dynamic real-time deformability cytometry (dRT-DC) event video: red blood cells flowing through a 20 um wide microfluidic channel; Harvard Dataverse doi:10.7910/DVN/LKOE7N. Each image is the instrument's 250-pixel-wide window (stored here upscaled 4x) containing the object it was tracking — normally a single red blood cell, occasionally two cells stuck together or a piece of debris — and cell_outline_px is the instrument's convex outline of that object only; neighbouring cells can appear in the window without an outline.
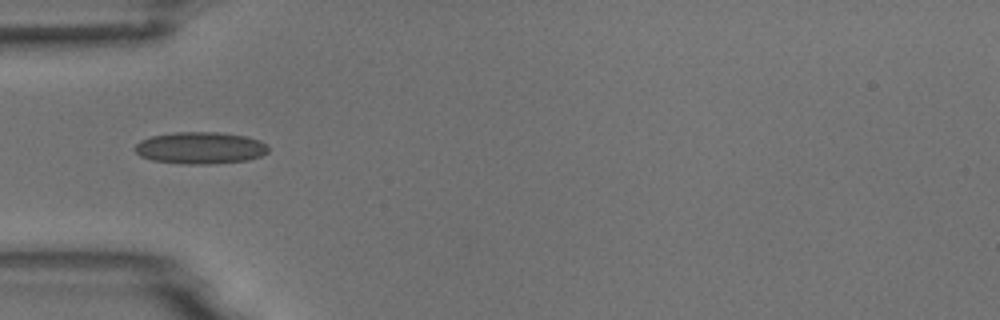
{"species": "common noctule bat (a hibernating species)", "species_latin": "Nyctalus noctula", "temperature_condition": "room temperature", "stored_images_in_passage": 6, "camera_frame_rate_fps": 3000, "um_per_image_px": 0.085, "animal": {"sex": "male", "body_mass_g": 18.8}, "frame": {"image": 1, "passage_image": 1, "time_ms": 0.0, "image_size_px": [1000, 320], "cell_outline_px": [[268, 152], [260, 156], [248, 160], [212, 164], [184, 164], [152, 160], [140, 156], [132, 148], [140, 140], [152, 136], [176, 132], [220, 132], [248, 136], [260, 140], [268, 144]], "centroid_in_image_um": [17.04, 12.57], "position_along_channel_um": 68.0, "area_um2": 25.09}}
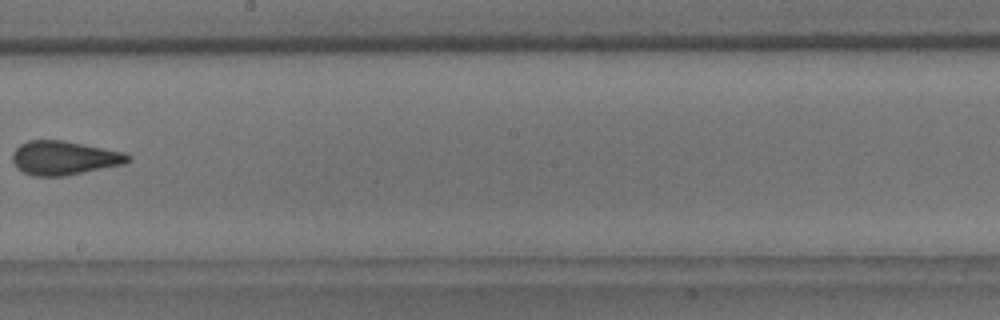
{"frame": {"image": 2, "passage_image": 5, "time_ms": 1.333, "image_size_px": [1000, 320], "cell_outline_px": [[132, 160], [124, 164], [64, 176], [32, 176], [16, 168], [12, 160], [12, 152], [20, 144], [28, 140], [64, 140], [124, 152], [132, 156]], "centroid_in_image_um": [5.45, 13.42], "position_along_channel_um": 242.8, "area_um2": 23.0}}
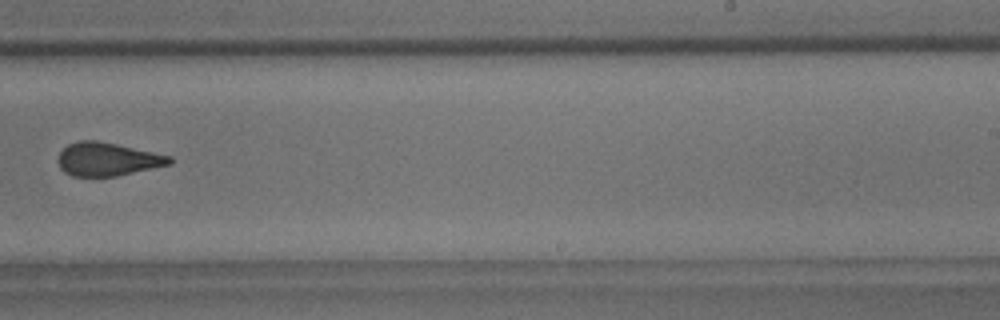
{"frame": {"image": 3, "passage_image": 6, "time_ms": 1.667, "image_size_px": [1000, 320], "cell_outline_px": [[172, 164], [116, 176], [72, 176], [64, 172], [60, 168], [56, 160], [60, 152], [68, 144], [80, 140], [96, 140], [116, 144], [172, 156]], "centroid_in_image_um": [9.11, 13.53], "position_along_channel_um": 279.9, "area_um2": 21.68}}